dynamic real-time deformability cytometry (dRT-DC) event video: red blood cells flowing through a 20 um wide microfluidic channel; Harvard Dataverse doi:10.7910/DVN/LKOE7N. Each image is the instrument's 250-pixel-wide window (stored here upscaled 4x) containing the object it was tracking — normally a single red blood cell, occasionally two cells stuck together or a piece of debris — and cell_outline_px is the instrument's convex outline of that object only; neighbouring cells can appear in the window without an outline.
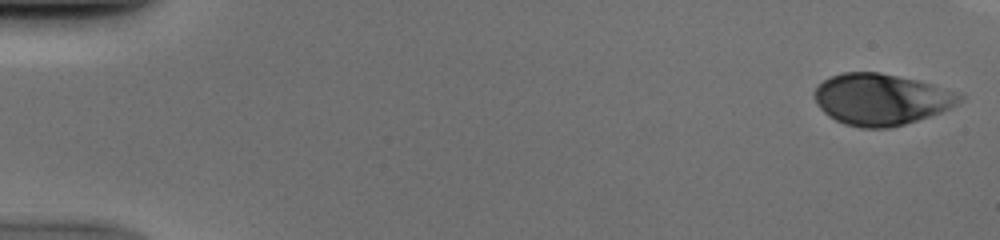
{"species": "human", "species_latin": "Homo sapiens", "temperature_condition": "cold", "stored_images_in_passage": 47, "camera_frame_rate_fps": 3000, "um_per_image_px": 0.085, "donor": {"sex": "male"}, "frame": {"image": 1, "passage_image": 1, "time_ms": 0.0, "image_size_px": [1000, 240], "cell_outline_px": [[964, 100], [940, 112], [904, 124], [888, 128], [860, 128], [844, 124], [828, 116], [816, 104], [812, 96], [812, 92], [816, 84], [832, 76], [844, 72], [880, 72], [916, 80], [960, 92], [964, 96]], "centroid_in_image_um": [74.85, 8.44], "position_along_channel_um": 10.1, "area_um2": 43.64}}
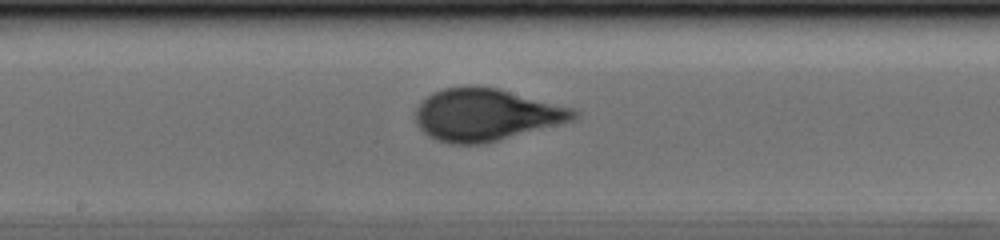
{"frame": {"image": 2, "passage_image": 28, "time_ms": 9.0, "image_size_px": [1000, 240], "cell_outline_px": [[580, 116], [572, 120], [500, 140], [480, 144], [448, 144], [436, 140], [428, 136], [416, 124], [416, 108], [420, 100], [432, 92], [444, 88], [472, 84], [496, 88], [572, 108], [580, 112]], "centroid_in_image_um": [41.24, 9.74], "position_along_channel_um": 207.0, "area_um2": 48.21}}
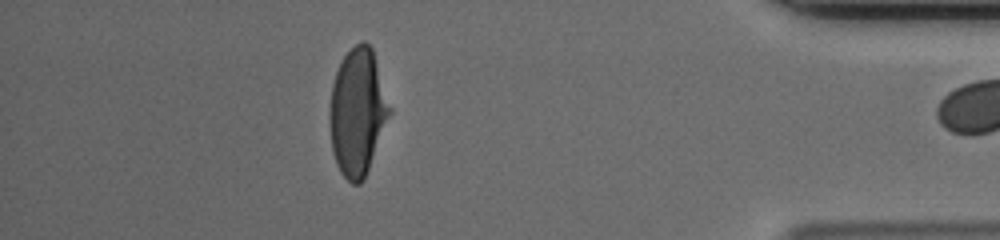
{"frame": {"image": 3, "passage_image": 46, "time_ms": 15.0, "image_size_px": [1000, 240], "cell_outline_px": [[392, 112], [364, 180], [360, 184], [352, 184], [340, 172], [336, 164], [332, 152], [328, 120], [328, 108], [332, 84], [336, 72], [344, 56], [356, 44], [364, 40], [372, 48], [392, 108]], "centroid_in_image_um": [30.39, 9.55], "position_along_channel_um": 404.8, "area_um2": 44.91}}